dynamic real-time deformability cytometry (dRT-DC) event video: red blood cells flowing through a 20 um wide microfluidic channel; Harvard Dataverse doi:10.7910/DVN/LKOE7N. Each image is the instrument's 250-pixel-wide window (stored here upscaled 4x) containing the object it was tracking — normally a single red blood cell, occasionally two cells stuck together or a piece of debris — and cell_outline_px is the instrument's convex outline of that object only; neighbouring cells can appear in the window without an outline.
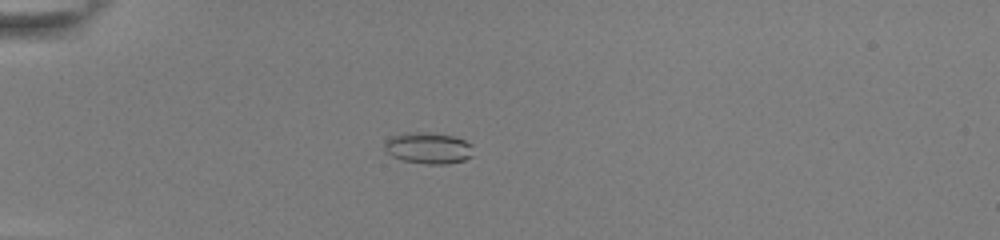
{"species": "common noctule bat (a hibernating species)", "species_latin": "Nyctalus noctula", "temperature_condition": "room temperature", "stored_images_in_passage": 53, "camera_frame_rate_fps": 3000, "um_per_image_px": 0.085, "animal": {"sex": "female", "body_mass_g": 22.0, "forearm_length_mm": 56.7}, "frame": {"image": 1, "passage_image": 16, "time_ms": 5.0, "image_size_px": [1000, 240], "cell_outline_px": [[472, 156], [464, 160], [448, 164], [424, 164], [404, 160], [392, 156], [384, 148], [384, 144], [392, 136], [408, 132], [428, 132], [452, 136], [464, 140], [472, 144]], "centroid_in_image_um": [36.43, 12.59], "position_along_channel_um": 48.6, "area_um2": 16.13}}
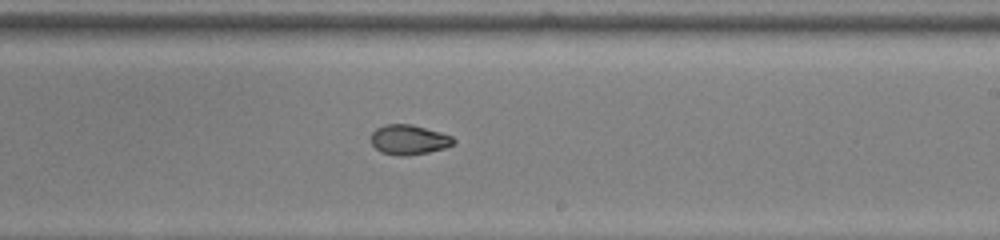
{"frame": {"image": 2, "passage_image": 34, "time_ms": 11.0, "image_size_px": [1000, 240], "cell_outline_px": [[456, 140], [452, 144], [444, 148], [428, 152], [408, 156], [396, 156], [380, 152], [372, 144], [372, 132], [376, 128], [384, 124], [412, 124], [440, 132], [452, 136]], "centroid_in_image_um": [34.74, 11.88], "position_along_channel_um": 254.3, "area_um2": 14.39}}
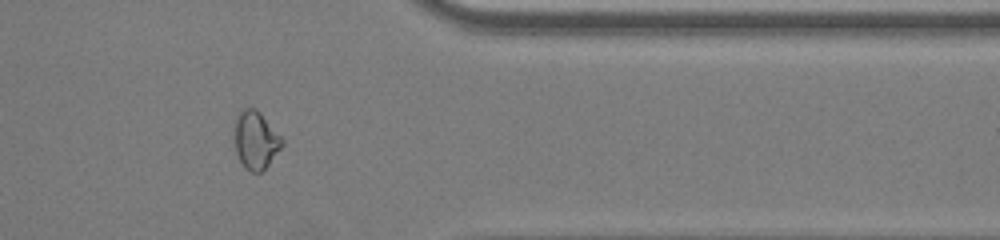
{"frame": {"image": 3, "passage_image": 45, "time_ms": 14.667, "image_size_px": [1000, 240], "cell_outline_px": [[284, 144], [268, 164], [260, 172], [252, 172], [244, 168], [236, 152], [236, 120], [240, 108], [256, 108], [260, 112], [284, 140]], "centroid_in_image_um": [21.75, 11.9], "position_along_channel_um": 389.6, "area_um2": 15.72}, "authors_computed_cell_mechanics": {"area_um2": 15.9528, "velocity_mm_per_s": 3.9031, "shape_relaxation_time_tau1_ms": null, "shape_relaxation_time_tau2_ms": 2.7052, "deformation_change_tau1": null, "deformation_change_tau2": 0.0623}}